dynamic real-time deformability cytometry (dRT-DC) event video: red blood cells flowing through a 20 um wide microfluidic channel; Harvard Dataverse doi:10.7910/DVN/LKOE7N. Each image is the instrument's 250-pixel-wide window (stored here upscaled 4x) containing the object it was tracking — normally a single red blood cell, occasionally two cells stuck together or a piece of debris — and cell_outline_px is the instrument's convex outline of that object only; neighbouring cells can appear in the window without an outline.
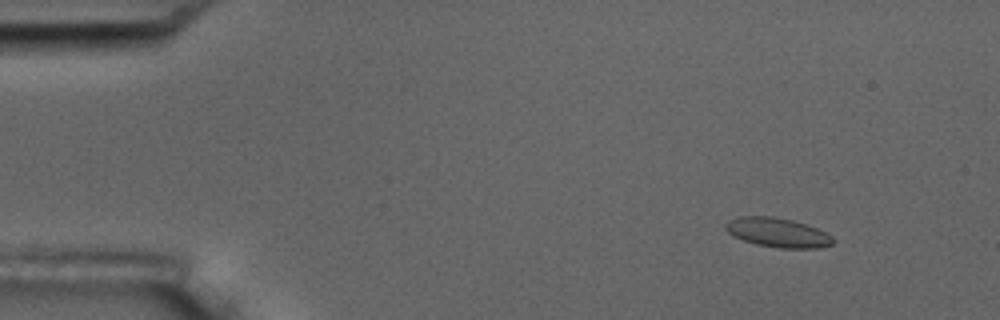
{"species": "common noctule bat (a hibernating species)", "species_latin": "Nyctalus noctula", "temperature_condition": "room temperature", "stored_images_in_passage": 5, "camera_frame_rate_fps": 3000, "um_per_image_px": 0.085, "animal": {"sex": "male", "body_mass_g": 17.5, "forearm_length_mm": 52.3}, "frame": {"image": 1, "passage_image": 2, "time_ms": 1.333, "image_size_px": [1000, 320], "cell_outline_px": [[836, 240], [832, 244], [820, 248], [780, 248], [756, 244], [744, 240], [728, 232], [724, 228], [724, 224], [728, 220], [740, 216], [772, 216], [792, 220], [816, 228], [832, 236]], "centroid_in_image_um": [66.1, 19.76], "position_along_channel_um": 18.9, "area_um2": 18.26}}
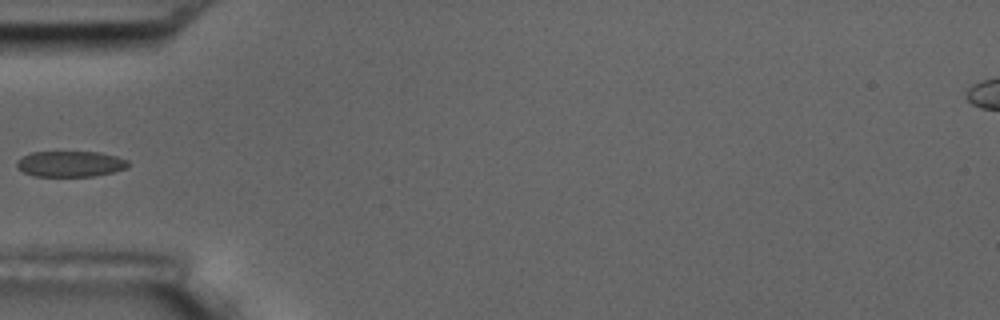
{"frame": {"image": 2, "passage_image": 5, "time_ms": 5.667, "image_size_px": [1000, 320], "cell_outline_px": [[128, 168], [112, 172], [92, 176], [32, 176], [24, 172], [16, 164], [24, 156], [32, 152], [100, 152], [116, 156], [128, 160]], "centroid_in_image_um": [6.02, 13.93], "position_along_channel_um": 79.0, "area_um2": 16.53}}